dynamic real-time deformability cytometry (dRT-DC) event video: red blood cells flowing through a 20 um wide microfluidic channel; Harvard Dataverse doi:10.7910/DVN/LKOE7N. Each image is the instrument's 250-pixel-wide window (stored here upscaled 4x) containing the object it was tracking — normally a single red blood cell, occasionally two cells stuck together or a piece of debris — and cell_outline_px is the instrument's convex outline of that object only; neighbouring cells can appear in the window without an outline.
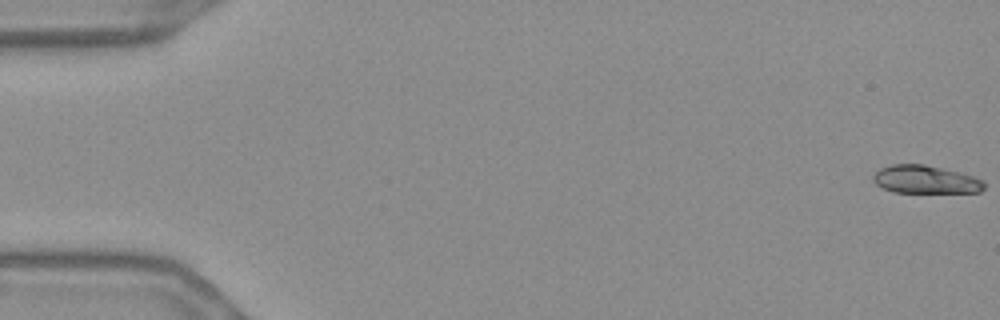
{"species": "Egyptian fruit bat (a non-hibernating species)", "species_latin": "Rousettus aegyptiacus", "temperature_condition": "warm", "stored_images_in_passage": 56, "camera_frame_rate_fps": 3000, "um_per_image_px": 0.085, "frame": {"image": 1, "passage_image": 1, "time_ms": 0.0, "image_size_px": [1000, 320], "cell_outline_px": [[984, 188], [980, 192], [892, 192], [880, 188], [872, 180], [872, 176], [880, 168], [892, 164], [924, 164], [960, 172], [984, 180]], "centroid_in_image_um": [78.63, 15.26], "position_along_channel_um": 6.4, "area_um2": 18.21}}
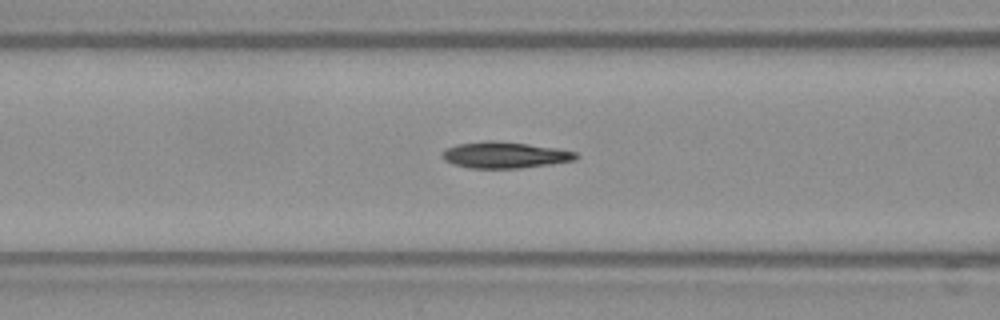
{"frame": {"image": 2, "passage_image": 23, "time_ms": 7.333, "image_size_px": [1000, 320], "cell_outline_px": [[580, 156], [576, 160], [552, 164], [520, 168], [468, 168], [452, 164], [444, 160], [440, 156], [440, 152], [444, 148], [456, 144], [488, 140], [496, 140], [528, 144], [556, 148], [576, 152]], "centroid_in_image_um": [42.86, 13.17], "position_along_channel_um": 123.7, "area_um2": 20.87}}
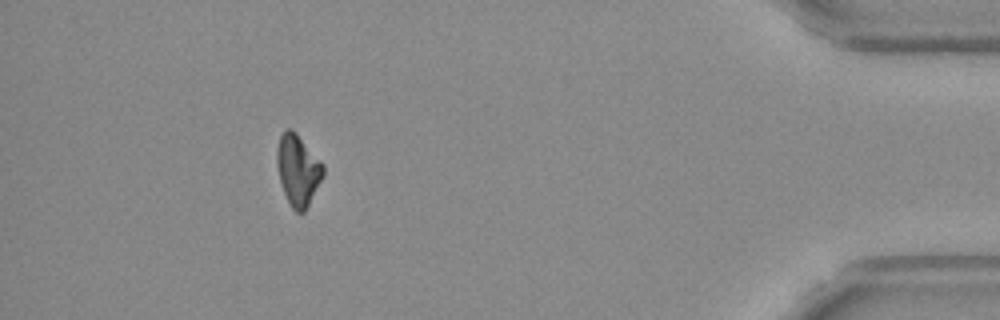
{"frame": {"image": 3, "passage_image": 51, "time_ms": 16.667, "image_size_px": [1000, 320], "cell_outline_px": [[324, 176], [304, 212], [296, 212], [292, 208], [284, 192], [280, 180], [276, 164], [276, 148], [280, 136], [288, 128], [292, 128], [296, 132], [324, 164]], "centroid_in_image_um": [25.33, 14.43], "position_along_channel_um": 409.9, "area_um2": 19.13}, "authors_computed_cell_mechanics": {"area_um2": 19.8254, "velocity_mm_per_s": 3.6748, "shape_relaxation_time_tau1_ms": 11.2188, "shape_relaxation_time_tau2_ms": 7.0559, "deformation_change_tau1": 0.2495, "deformation_change_tau2": 0.1084}}